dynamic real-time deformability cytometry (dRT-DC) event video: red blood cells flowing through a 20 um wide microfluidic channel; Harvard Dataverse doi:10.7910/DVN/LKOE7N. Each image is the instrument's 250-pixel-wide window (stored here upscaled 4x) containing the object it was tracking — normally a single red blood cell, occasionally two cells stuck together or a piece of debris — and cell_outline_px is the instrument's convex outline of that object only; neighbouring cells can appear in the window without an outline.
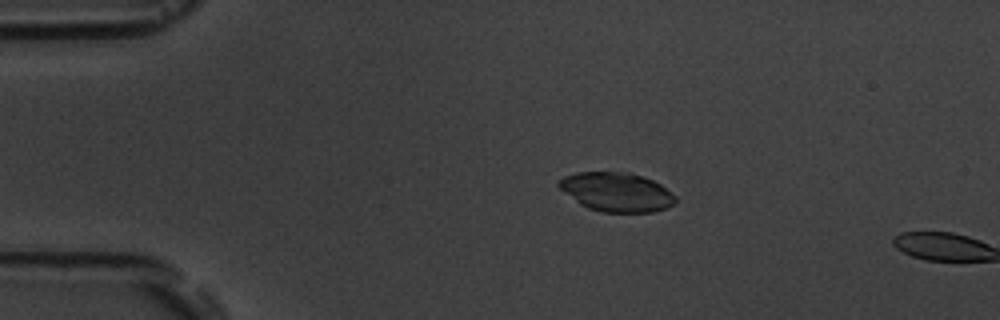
{"species": "common noctule bat (a hibernating species)", "species_latin": "Nyctalus noctula", "temperature_condition": "room temperature", "stored_images_in_passage": 4, "camera_frame_rate_fps": 3000, "um_per_image_px": 0.085, "animal": {"sex": "male", "body_mass_g": 19.5, "forearm_length_mm": 54.6}, "frame": {"image": 1, "passage_image": 3, "time_ms": 2.333, "image_size_px": [1000, 320], "cell_outline_px": [[676, 204], [668, 208], [652, 212], [600, 212], [588, 208], [580, 204], [564, 192], [556, 184], [556, 180], [564, 176], [576, 172], [628, 172], [652, 180], [660, 184], [676, 196]], "centroid_in_image_um": [52.4, 16.32], "position_along_channel_um": 32.6, "area_um2": 26.7}}